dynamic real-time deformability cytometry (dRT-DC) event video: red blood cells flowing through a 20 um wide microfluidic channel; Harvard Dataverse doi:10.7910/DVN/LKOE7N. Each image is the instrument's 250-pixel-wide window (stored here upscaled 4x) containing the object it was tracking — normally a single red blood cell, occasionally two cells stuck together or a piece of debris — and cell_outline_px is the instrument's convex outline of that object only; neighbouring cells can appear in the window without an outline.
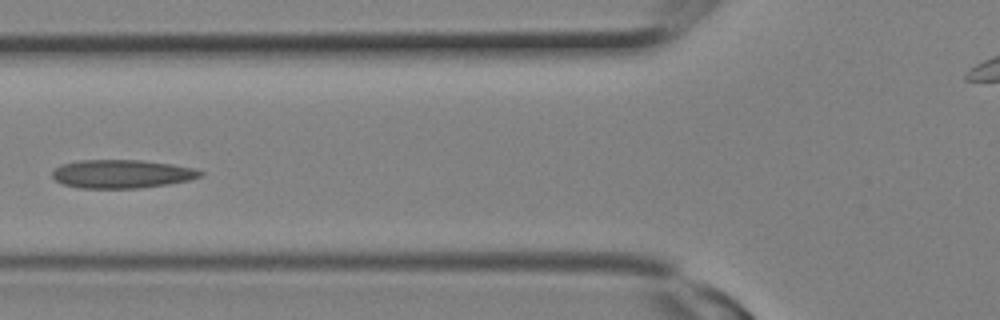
{"species": "Egyptian fruit bat (a non-hibernating species)", "species_latin": "Rousettus aegyptiacus", "temperature_condition": "room temperature", "stored_images_in_passage": 11, "camera_frame_rate_fps": 3000, "um_per_image_px": 0.085, "animal": {"sex": "female"}, "frame": {"image": 1, "passage_image": 7, "time_ms": 2.0, "image_size_px": [1000, 320], "cell_outline_px": [[204, 176], [188, 180], [168, 184], [136, 188], [80, 188], [64, 184], [56, 180], [52, 176], [52, 172], [60, 164], [76, 160], [140, 160], [172, 164], [192, 168], [204, 172]], "centroid_in_image_um": [10.34, 14.77], "position_along_channel_um": 115.5, "area_um2": 24.51}}
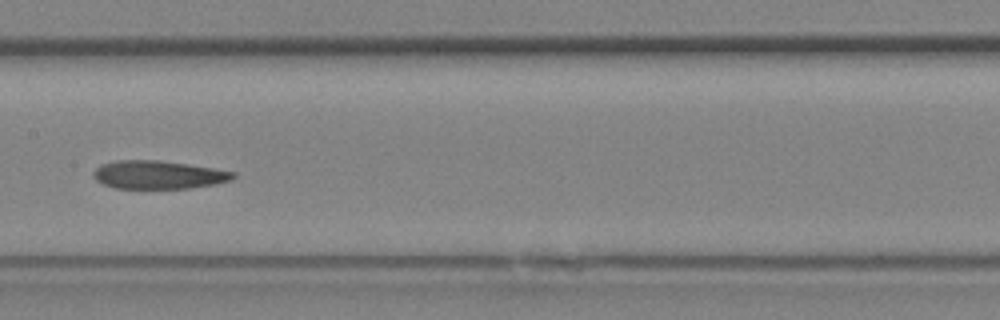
{"frame": {"image": 2, "passage_image": 10, "time_ms": 3.0, "image_size_px": [1000, 320], "cell_outline_px": [[236, 176], [228, 180], [216, 184], [188, 188], [116, 188], [104, 184], [96, 180], [92, 176], [92, 172], [100, 164], [120, 160], [160, 160], [188, 164], [236, 172]], "centroid_in_image_um": [13.43, 14.85], "position_along_channel_um": 194.0, "area_um2": 22.89}}